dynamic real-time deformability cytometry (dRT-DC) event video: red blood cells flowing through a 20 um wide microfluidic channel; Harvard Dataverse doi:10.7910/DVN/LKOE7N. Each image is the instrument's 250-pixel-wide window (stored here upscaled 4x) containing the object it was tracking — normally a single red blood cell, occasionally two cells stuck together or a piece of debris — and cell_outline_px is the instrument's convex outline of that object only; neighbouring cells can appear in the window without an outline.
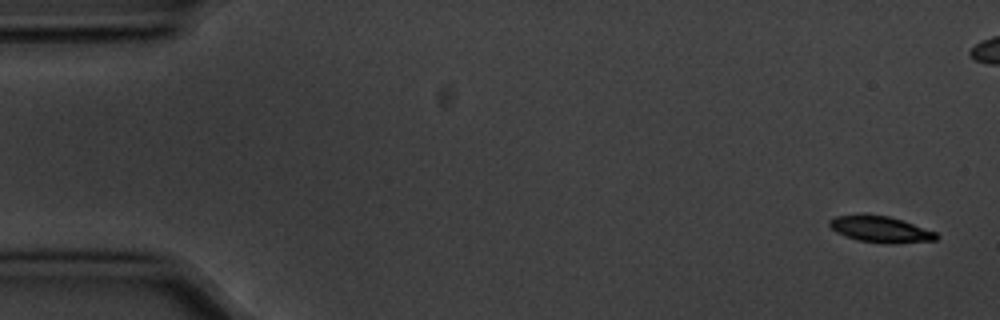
{"species": "common noctule bat (a hibernating species)", "species_latin": "Nyctalus noctula", "temperature_condition": "cold", "stored_images_in_passage": 5, "camera_frame_rate_fps": 3000, "um_per_image_px": 0.085, "animal": {"sex": "male", "body_mass_g": 20.1, "forearm_length_mm": 53.5}, "frame": {"image": 1, "passage_image": 1, "time_ms": 0.0, "image_size_px": [1000, 320], "cell_outline_px": [[940, 236], [936, 240], [892, 244], [888, 244], [856, 240], [836, 232], [828, 224], [828, 220], [836, 216], [864, 212], [888, 216], [904, 220], [936, 232]], "centroid_in_image_um": [74.82, 19.46], "position_along_channel_um": 10.2, "area_um2": 16.88}}